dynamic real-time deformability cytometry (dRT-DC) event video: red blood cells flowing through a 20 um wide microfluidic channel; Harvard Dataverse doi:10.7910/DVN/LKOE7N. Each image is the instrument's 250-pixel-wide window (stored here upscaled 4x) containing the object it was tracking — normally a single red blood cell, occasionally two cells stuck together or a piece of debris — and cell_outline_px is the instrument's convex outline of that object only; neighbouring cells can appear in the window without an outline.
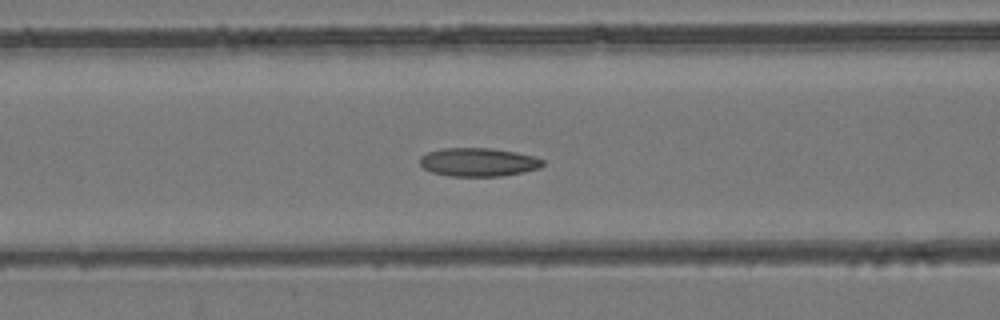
{"species": "common noctule bat (a hibernating species)", "species_latin": "Nyctalus noctula", "temperature_condition": "room temperature", "stored_images_in_passage": 52, "camera_frame_rate_fps": 3000, "um_per_image_px": 0.085, "animal": {"sex": "female", "body_mass_g": 24.6, "forearm_length_mm": 56.2}, "frame": {"image": 1, "passage_image": 20, "time_ms": 6.333, "image_size_px": [1000, 320], "cell_outline_px": [[544, 164], [540, 168], [524, 172], [500, 176], [452, 176], [432, 172], [424, 168], [420, 164], [420, 156], [428, 152], [444, 148], [492, 148], [516, 152], [532, 156], [544, 160]], "centroid_in_image_um": [40.67, 13.78], "position_along_channel_um": 125.9, "area_um2": 20.35}}
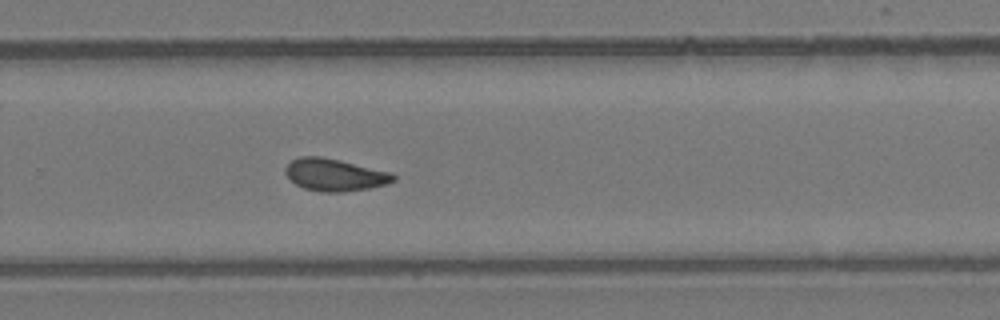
{"frame": {"image": 2, "passage_image": 34, "time_ms": 11.0, "image_size_px": [1000, 320], "cell_outline_px": [[396, 180], [388, 184], [368, 188], [344, 192], [320, 192], [304, 188], [296, 184], [284, 172], [284, 168], [292, 160], [300, 156], [320, 156], [340, 160], [388, 172], [396, 176]], "centroid_in_image_um": [28.43, 14.86], "position_along_channel_um": 301.4, "area_um2": 20.17}}
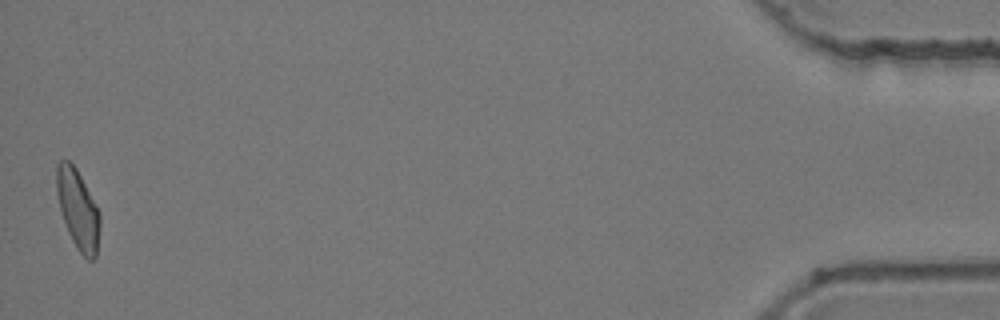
{"frame": {"image": 3, "passage_image": 52, "time_ms": 17.0, "image_size_px": [1000, 320], "cell_outline_px": [[100, 224], [96, 256], [92, 260], [88, 260], [76, 248], [68, 232], [60, 208], [56, 192], [56, 164], [60, 160], [68, 160], [76, 168], [100, 212]], "centroid_in_image_um": [6.62, 17.79], "position_along_channel_um": 428.6, "area_um2": 19.94}, "authors_computed_cell_mechanics": {"area_um2": 20.2011, "velocity_mm_per_s": 3.7704, "shape_relaxation_time_tau1_ms": null, "shape_relaxation_time_tau2_ms": 2.5675, "deformation_change_tau1": null, "deformation_change_tau2": 0.0765}}